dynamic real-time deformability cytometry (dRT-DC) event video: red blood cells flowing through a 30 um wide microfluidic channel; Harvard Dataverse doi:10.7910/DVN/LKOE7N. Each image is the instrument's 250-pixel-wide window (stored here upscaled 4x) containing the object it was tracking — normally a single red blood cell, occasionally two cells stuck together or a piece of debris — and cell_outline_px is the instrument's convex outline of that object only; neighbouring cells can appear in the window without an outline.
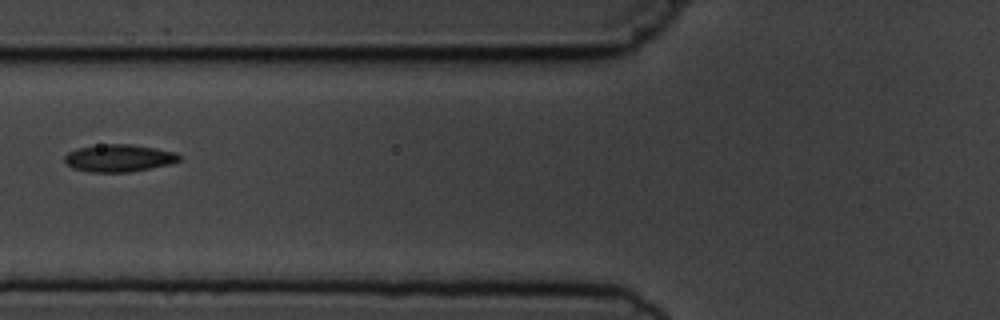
{"species": "common noctule bat (a hibernating species)", "species_latin": "Nyctalus noctula", "temperature_condition": "cold", "stored_images_in_passage": 7, "camera_frame_rate_fps": 3000, "um_per_image_px": 0.085, "animal": {"sex": "male", "body_mass_g": 19.5, "forearm_length_mm": 54.6}, "frame": {"image": 1, "passage_image": 7, "time_ms": 6.667, "image_size_px": [1000, 320], "cell_outline_px": [[180, 160], [168, 164], [128, 172], [88, 172], [72, 168], [64, 160], [64, 156], [68, 152], [76, 148], [108, 144], [132, 144], [176, 152], [180, 156]], "centroid_in_image_um": [10.07, 13.43], "position_along_channel_um": 115.7, "area_um2": 18.09}}